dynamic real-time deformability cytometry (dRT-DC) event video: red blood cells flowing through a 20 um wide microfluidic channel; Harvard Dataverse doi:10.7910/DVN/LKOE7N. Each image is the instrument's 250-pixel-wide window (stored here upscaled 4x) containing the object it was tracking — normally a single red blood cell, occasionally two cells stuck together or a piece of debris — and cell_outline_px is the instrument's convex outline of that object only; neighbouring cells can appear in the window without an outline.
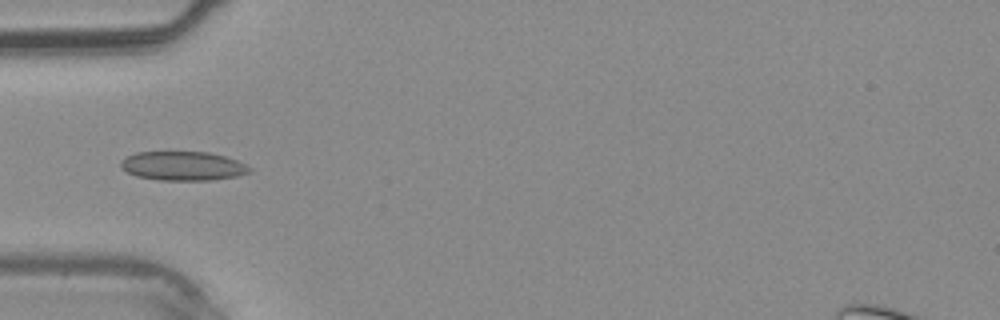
{"species": "common noctule bat (a hibernating species)", "species_latin": "Nyctalus noctula", "temperature_condition": "warm", "stored_images_in_passage": 27, "camera_frame_rate_fps": 3000, "um_per_image_px": 0.085, "animal": {"sex": "male", "body_mass_g": 20.4}, "frame": {"image": 1, "passage_image": 1, "time_ms": 0.0, "image_size_px": [1000, 320], "cell_outline_px": [[252, 172], [236, 176], [212, 180], [156, 180], [136, 176], [120, 168], [120, 160], [136, 152], [208, 152], [224, 156], [236, 160], [252, 168]], "centroid_in_image_um": [15.53, 14.11], "position_along_channel_um": 69.5, "area_um2": 21.85}}
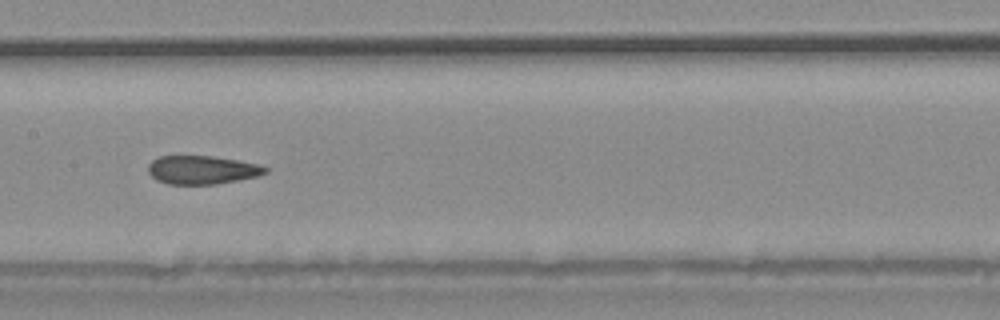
{"frame": {"image": 2, "passage_image": 8, "time_ms": 2.333, "image_size_px": [1000, 320], "cell_outline_px": [[268, 172], [256, 176], [216, 184], [168, 184], [156, 180], [148, 172], [148, 164], [152, 160], [160, 156], [212, 156], [260, 164], [268, 168]], "centroid_in_image_um": [17.16, 14.44], "position_along_channel_um": 190.2, "area_um2": 19.36}}
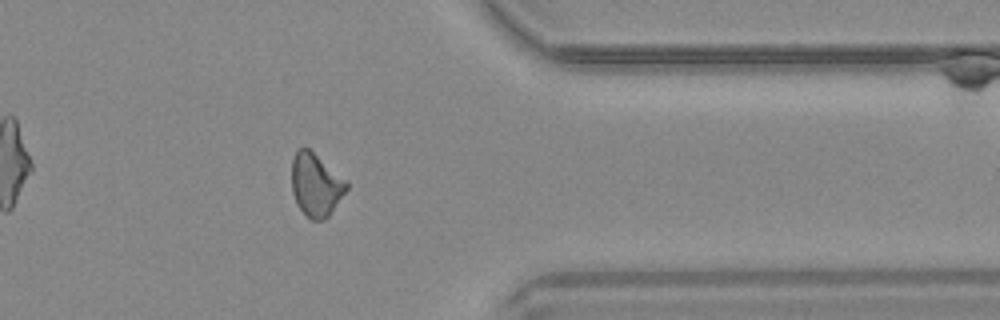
{"frame": {"image": 3, "passage_image": 20, "time_ms": 6.333, "image_size_px": [1000, 320], "cell_outline_px": [[348, 188], [328, 216], [324, 220], [312, 220], [296, 204], [292, 192], [292, 160], [296, 152], [300, 148], [308, 148], [348, 180]], "centroid_in_image_um": [26.86, 15.7], "position_along_channel_um": 384.5, "area_um2": 20.0}}